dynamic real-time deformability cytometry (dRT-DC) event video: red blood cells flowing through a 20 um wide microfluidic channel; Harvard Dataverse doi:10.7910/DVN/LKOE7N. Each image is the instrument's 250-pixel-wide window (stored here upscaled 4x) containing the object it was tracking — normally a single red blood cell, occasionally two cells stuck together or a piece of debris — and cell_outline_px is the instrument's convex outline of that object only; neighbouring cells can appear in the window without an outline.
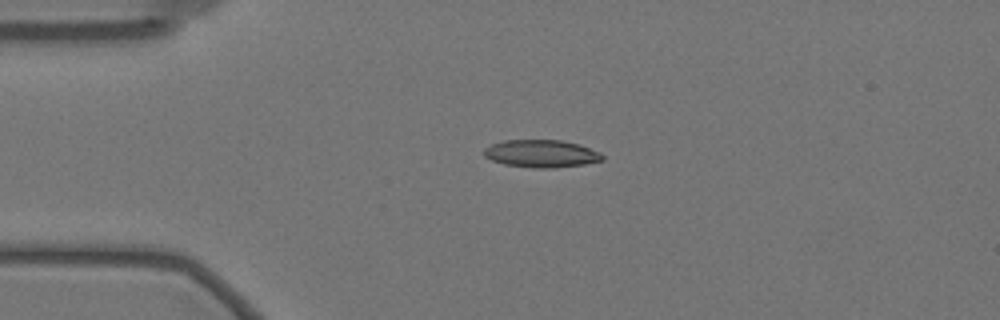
{"species": "Egyptian fruit bat (a non-hibernating species)", "species_latin": "Rousettus aegyptiacus", "temperature_condition": "warm", "stored_images_in_passage": 46, "camera_frame_rate_fps": 3000, "um_per_image_px": 0.085, "animal": {"sex": "female"}, "frame": {"image": 1, "passage_image": 1, "time_ms": 0.0, "image_size_px": [1000, 320], "cell_outline_px": [[604, 160], [584, 164], [552, 168], [532, 168], [504, 164], [492, 160], [484, 156], [484, 148], [492, 144], [504, 140], [560, 140], [580, 144], [600, 152], [604, 156]], "centroid_in_image_um": [46.03, 13.06], "position_along_channel_um": 39.0, "area_um2": 19.07}}
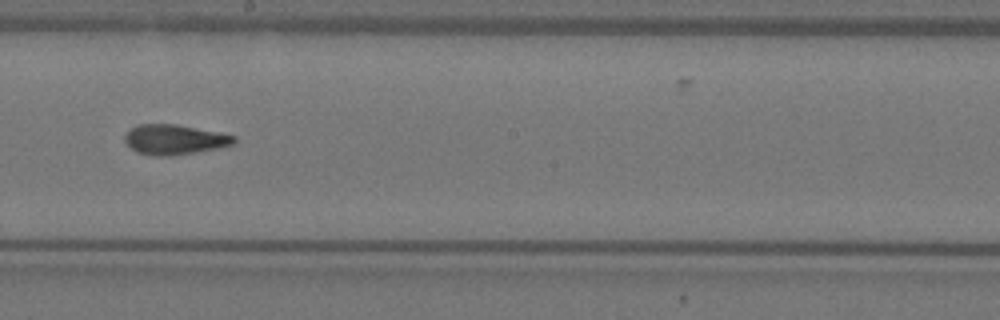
{"frame": {"image": 2, "passage_image": 20, "time_ms": 6.333, "image_size_px": [1000, 320], "cell_outline_px": [[236, 140], [232, 144], [216, 148], [172, 156], [152, 156], [136, 152], [124, 140], [124, 136], [132, 128], [140, 124], [176, 124], [236, 136]], "centroid_in_image_um": [14.8, 11.87], "position_along_channel_um": 233.4, "area_um2": 18.79}}
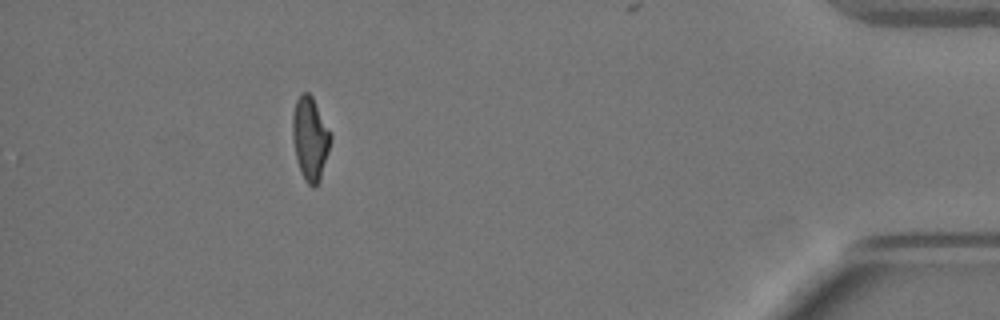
{"frame": {"image": 3, "passage_image": 40, "time_ms": 13.0, "image_size_px": [1000, 320], "cell_outline_px": [[332, 136], [328, 152], [320, 180], [312, 188], [308, 184], [300, 172], [296, 156], [292, 136], [292, 116], [296, 100], [300, 92], [308, 92], [312, 96]], "centroid_in_image_um": [26.35, 11.76], "position_along_channel_um": 408.9, "area_um2": 18.32}, "authors_computed_cell_mechanics": {"area_um2": 18.8139, "velocity_mm_per_s": 3.4953, "shape_relaxation_time_tau1_ms": null, "shape_relaxation_time_tau2_ms": 2.3882, "deformation_change_tau1": null, "deformation_change_tau2": 0.0981}}